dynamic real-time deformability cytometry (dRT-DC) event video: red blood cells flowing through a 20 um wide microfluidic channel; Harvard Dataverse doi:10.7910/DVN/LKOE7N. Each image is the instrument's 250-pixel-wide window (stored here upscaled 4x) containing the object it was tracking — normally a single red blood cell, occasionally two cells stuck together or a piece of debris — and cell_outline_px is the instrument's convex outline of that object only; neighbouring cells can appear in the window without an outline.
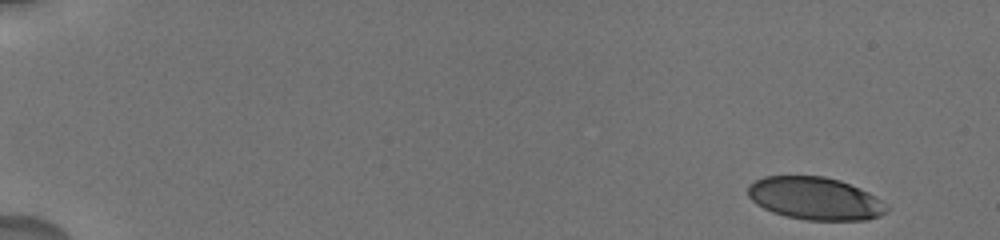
{"species": "human", "species_latin": "Homo sapiens", "temperature_condition": "cold", "stored_images_in_passage": 38, "camera_frame_rate_fps": 3000, "um_per_image_px": 0.085, "donor": {"sex": "male"}, "frame": {"image": 1, "passage_image": 1, "time_ms": 0.0, "image_size_px": [1000, 240], "cell_outline_px": [[888, 208], [880, 216], [868, 220], [808, 220], [784, 216], [772, 212], [756, 204], [748, 196], [748, 184], [764, 176], [824, 176], [840, 180], [860, 188], [876, 196], [888, 204]], "centroid_in_image_um": [69.29, 16.87], "position_along_channel_um": 15.7, "area_um2": 34.68}}
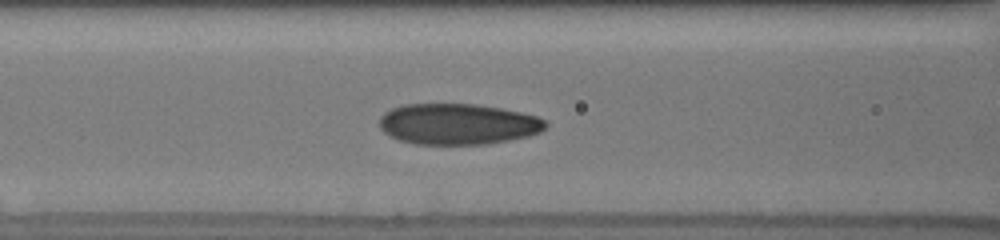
{"frame": {"image": 2, "passage_image": 19, "time_ms": 7.333, "image_size_px": [1000, 240], "cell_outline_px": [[548, 124], [540, 132], [528, 136], [508, 140], [484, 144], [416, 144], [396, 140], [384, 132], [380, 128], [380, 116], [384, 112], [392, 108], [404, 104], [476, 104], [500, 108], [520, 112], [536, 116], [544, 120]], "centroid_in_image_um": [38.88, 10.54], "position_along_channel_um": 127.7, "area_um2": 39.65}}
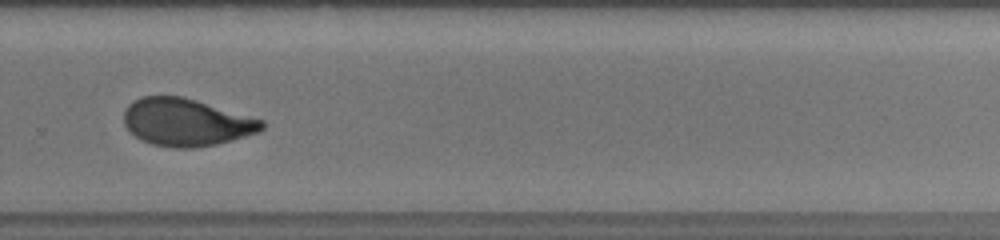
{"frame": {"image": 3, "passage_image": 30, "time_ms": 12.333, "image_size_px": [1000, 240], "cell_outline_px": [[264, 128], [256, 132], [244, 136], [216, 144], [192, 148], [172, 148], [152, 144], [136, 136], [124, 124], [124, 112], [128, 104], [140, 96], [180, 96], [196, 100], [264, 120]], "centroid_in_image_um": [15.81, 10.38], "position_along_channel_um": 314.0, "area_um2": 37.8}, "authors_computed_cell_mechanics": {"area_um2": 37.7434, "velocity_mm_per_s": 3.735, "shape_relaxation_time_tau1_ms": 5.7273, "shape_relaxation_time_tau2_ms": 0.9785, "deformation_change_tau1": 0.1769, "deformation_change_tau2": 0.0662}}